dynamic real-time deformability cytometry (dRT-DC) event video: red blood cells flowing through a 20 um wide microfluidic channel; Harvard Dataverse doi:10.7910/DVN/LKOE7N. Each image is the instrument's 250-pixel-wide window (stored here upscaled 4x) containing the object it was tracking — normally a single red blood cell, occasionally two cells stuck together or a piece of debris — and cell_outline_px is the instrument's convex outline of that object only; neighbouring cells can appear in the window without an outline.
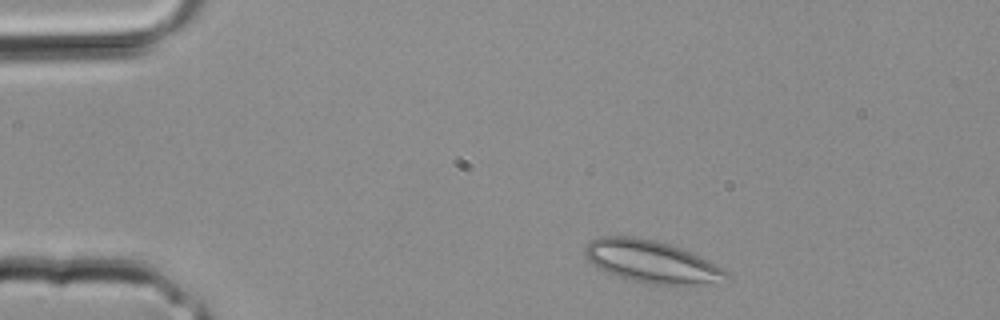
{"species": "common noctule bat (a hibernating species)", "species_latin": "Nyctalus noctula", "temperature_condition": "room temperature", "stored_images_in_passage": 29, "camera_frame_rate_fps": 3000, "um_per_image_px": 0.085, "animal": {"sex": "male", "body_mass_g": 20.4}, "frame": {"image": 1, "passage_image": 2, "time_ms": 0.333, "image_size_px": [1000, 320], "cell_outline_px": [[728, 276], [696, 284], [648, 284], [632, 280], [608, 272], [592, 264], [584, 256], [584, 248], [592, 240], [600, 236], [632, 236], [656, 240], [692, 252], [724, 268], [728, 272]], "centroid_in_image_um": [55.31, 22.2], "position_along_channel_um": 29.7, "area_um2": 34.1}}
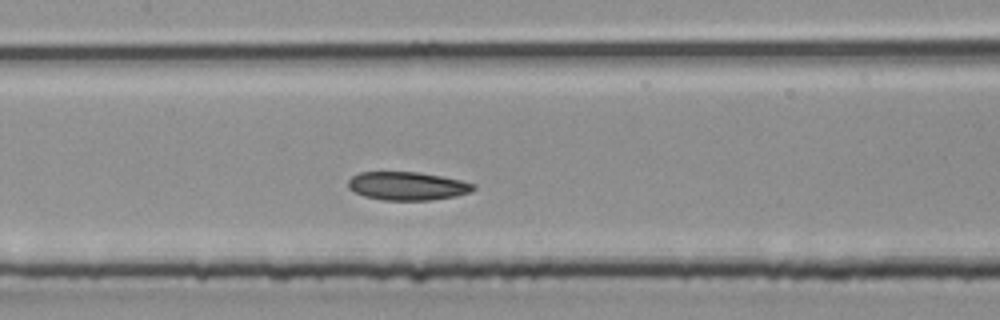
{"frame": {"image": 2, "passage_image": 12, "time_ms": 3.667, "image_size_px": [1000, 320], "cell_outline_px": [[476, 188], [472, 192], [456, 196], [432, 200], [380, 200], [364, 196], [348, 188], [348, 180], [352, 176], [360, 172], [420, 172], [460, 180], [476, 184]], "centroid_in_image_um": [34.64, 15.81], "position_along_channel_um": 172.8, "area_um2": 20.81}}
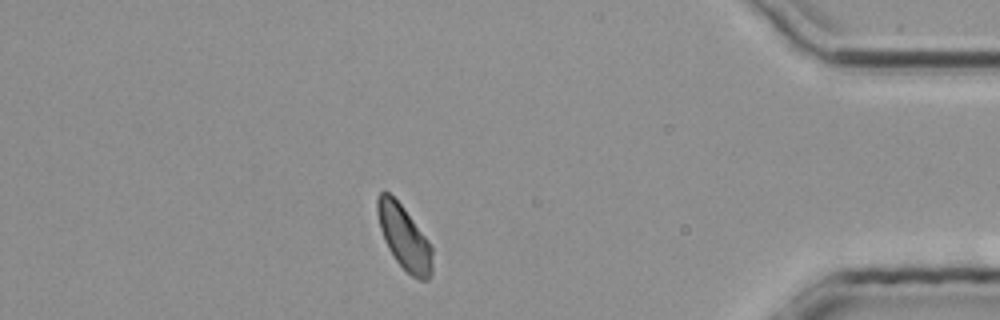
{"frame": {"image": 3, "passage_image": 25, "time_ms": 8.0, "image_size_px": [1000, 320], "cell_outline_px": [[432, 272], [428, 280], [420, 280], [412, 276], [396, 260], [388, 248], [384, 240], [380, 228], [376, 212], [376, 200], [380, 192], [388, 192], [404, 208], [428, 240], [432, 248]], "centroid_in_image_um": [34.35, 20.18], "position_along_channel_um": 400.9, "area_um2": 20.29}}